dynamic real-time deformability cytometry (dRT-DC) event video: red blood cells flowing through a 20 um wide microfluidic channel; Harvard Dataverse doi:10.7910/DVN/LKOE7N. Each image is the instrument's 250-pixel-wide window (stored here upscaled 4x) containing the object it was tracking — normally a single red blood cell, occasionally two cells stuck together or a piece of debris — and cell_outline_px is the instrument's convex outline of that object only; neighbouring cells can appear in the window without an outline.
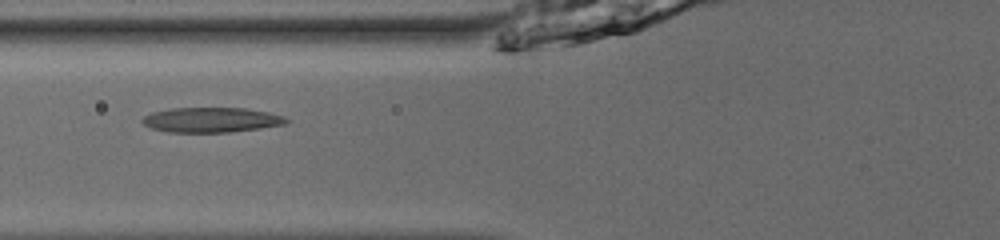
{"species": "common noctule bat (a hibernating species)", "species_latin": "Nyctalus noctula", "temperature_condition": "room temperature", "stored_images_in_passage": 16, "camera_frame_rate_fps": 3000, "um_per_image_px": 0.085, "animal": {"sex": "male", "body_mass_g": 13.0, "forearm_length_mm": 53.1}, "frame": {"image": 1, "passage_image": 5, "time_ms": 1.333, "image_size_px": [1000, 240], "cell_outline_px": [[288, 120], [284, 124], [260, 128], [228, 132], [168, 132], [152, 128], [144, 124], [140, 120], [144, 116], [152, 112], [172, 108], [244, 108], [268, 112], [284, 116]], "centroid_in_image_um": [17.93, 10.18], "position_along_channel_um": 107.9, "area_um2": 20.75}}
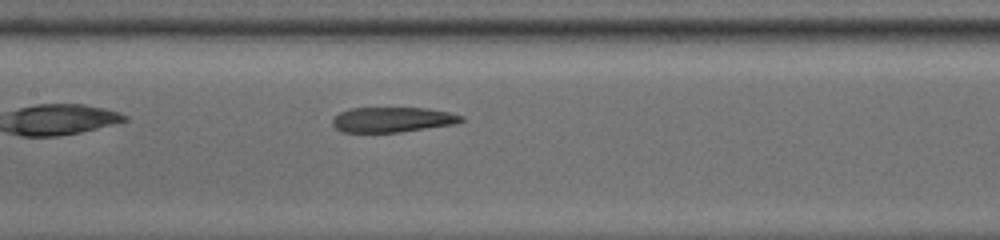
{"frame": {"image": 2, "passage_image": 10, "time_ms": 3.0, "image_size_px": [1000, 240], "cell_outline_px": [[464, 120], [456, 124], [400, 132], [340, 132], [332, 124], [332, 120], [340, 112], [352, 108], [428, 108], [448, 112], [464, 116]], "centroid_in_image_um": [33.38, 10.17], "position_along_channel_um": 174.0, "area_um2": 18.84}}